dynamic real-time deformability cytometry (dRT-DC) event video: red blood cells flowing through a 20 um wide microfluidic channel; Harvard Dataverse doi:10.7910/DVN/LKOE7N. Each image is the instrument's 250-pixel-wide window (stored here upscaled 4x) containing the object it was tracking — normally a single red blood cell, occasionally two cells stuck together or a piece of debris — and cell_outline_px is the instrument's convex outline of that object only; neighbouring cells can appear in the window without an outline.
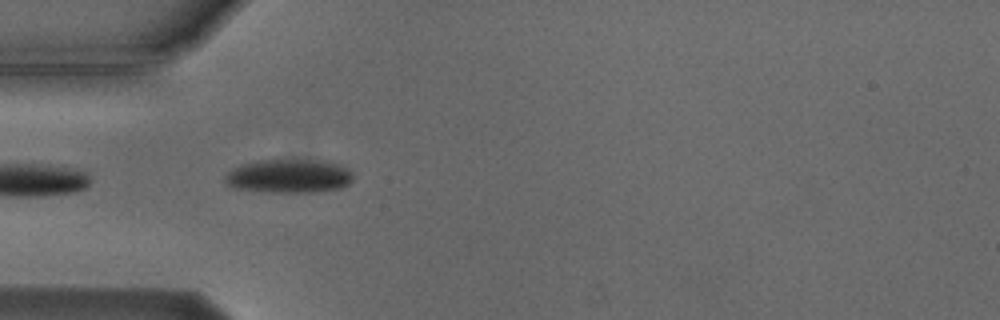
{"species": "Egyptian fruit bat (a non-hibernating species)", "species_latin": "Rousettus aegyptiacus", "temperature_condition": "cold", "stored_images_in_passage": 2, "camera_frame_rate_fps": 3000, "um_per_image_px": 0.085, "animal": {"sex": "male"}, "frame": {"image": 1, "passage_image": 1, "time_ms": 0.0, "image_size_px": [1000, 320], "cell_outline_px": [[352, 180], [348, 184], [340, 188], [312, 192], [272, 192], [232, 188], [224, 184], [224, 176], [232, 168], [240, 164], [256, 160], [324, 160], [336, 164], [352, 172]], "centroid_in_image_um": [24.48, 14.96], "position_along_channel_um": 60.5, "area_um2": 25.26}}
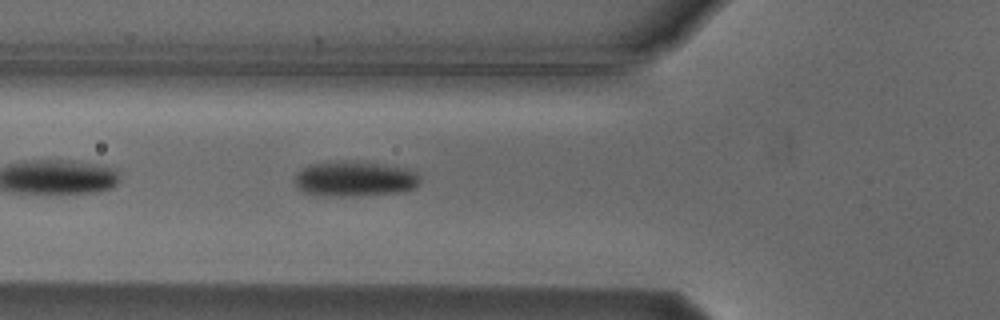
{"frame": {"image": 2, "passage_image": 2, "time_ms": 1.0, "image_size_px": [1000, 320], "cell_outline_px": [[420, 180], [416, 188], [404, 192], [356, 196], [344, 196], [304, 192], [296, 184], [296, 176], [304, 168], [312, 164], [328, 160], [356, 160], [404, 168], [416, 172], [420, 176]], "centroid_in_image_um": [30.22, 15.18], "position_along_channel_um": 95.6, "area_um2": 25.72}}